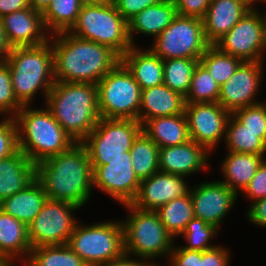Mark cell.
Segmentation results:
<instances>
[{"label":"cell","instance_id":"816d5d0a","mask_svg":"<svg viewBox=\"0 0 266 266\" xmlns=\"http://www.w3.org/2000/svg\"><path fill=\"white\" fill-rule=\"evenodd\" d=\"M53 0H28L29 6L43 13Z\"/></svg>","mask_w":266,"mask_h":266},{"label":"cell","instance_id":"681fc988","mask_svg":"<svg viewBox=\"0 0 266 266\" xmlns=\"http://www.w3.org/2000/svg\"><path fill=\"white\" fill-rule=\"evenodd\" d=\"M131 256L124 254L122 257L112 260L108 263H105L103 265L99 266H150L152 263H148L149 260H145L142 258L133 257L130 258Z\"/></svg>","mask_w":266,"mask_h":266},{"label":"cell","instance_id":"7c38bea8","mask_svg":"<svg viewBox=\"0 0 266 266\" xmlns=\"http://www.w3.org/2000/svg\"><path fill=\"white\" fill-rule=\"evenodd\" d=\"M249 10L214 46L245 62L264 61L266 51V13Z\"/></svg>","mask_w":266,"mask_h":266},{"label":"cell","instance_id":"f907efd6","mask_svg":"<svg viewBox=\"0 0 266 266\" xmlns=\"http://www.w3.org/2000/svg\"><path fill=\"white\" fill-rule=\"evenodd\" d=\"M10 52L11 46L7 42L5 32L2 26V20L0 18V62L6 61Z\"/></svg>","mask_w":266,"mask_h":266},{"label":"cell","instance_id":"484cf974","mask_svg":"<svg viewBox=\"0 0 266 266\" xmlns=\"http://www.w3.org/2000/svg\"><path fill=\"white\" fill-rule=\"evenodd\" d=\"M47 199L43 186L35 179L23 190L3 199L0 202V209L28 226L41 211Z\"/></svg>","mask_w":266,"mask_h":266},{"label":"cell","instance_id":"f35d334b","mask_svg":"<svg viewBox=\"0 0 266 266\" xmlns=\"http://www.w3.org/2000/svg\"><path fill=\"white\" fill-rule=\"evenodd\" d=\"M232 115L252 132L260 133V138L266 143V102L242 107L232 112Z\"/></svg>","mask_w":266,"mask_h":266},{"label":"cell","instance_id":"4316f807","mask_svg":"<svg viewBox=\"0 0 266 266\" xmlns=\"http://www.w3.org/2000/svg\"><path fill=\"white\" fill-rule=\"evenodd\" d=\"M142 131L159 148L181 145L191 140L185 113L149 119L142 125Z\"/></svg>","mask_w":266,"mask_h":266},{"label":"cell","instance_id":"83f0119b","mask_svg":"<svg viewBox=\"0 0 266 266\" xmlns=\"http://www.w3.org/2000/svg\"><path fill=\"white\" fill-rule=\"evenodd\" d=\"M31 249L28 226L0 209V255L12 262L23 257L24 264Z\"/></svg>","mask_w":266,"mask_h":266},{"label":"cell","instance_id":"cb8c5ba5","mask_svg":"<svg viewBox=\"0 0 266 266\" xmlns=\"http://www.w3.org/2000/svg\"><path fill=\"white\" fill-rule=\"evenodd\" d=\"M121 62L132 74L141 90L163 84V60L150 49L132 46Z\"/></svg>","mask_w":266,"mask_h":266},{"label":"cell","instance_id":"f1b7e54d","mask_svg":"<svg viewBox=\"0 0 266 266\" xmlns=\"http://www.w3.org/2000/svg\"><path fill=\"white\" fill-rule=\"evenodd\" d=\"M264 159L261 155L228 151L223 163L221 162L224 177L221 182L238 195V191H243L250 183Z\"/></svg>","mask_w":266,"mask_h":266},{"label":"cell","instance_id":"f5cc1de1","mask_svg":"<svg viewBox=\"0 0 266 266\" xmlns=\"http://www.w3.org/2000/svg\"><path fill=\"white\" fill-rule=\"evenodd\" d=\"M14 262L4 256H0V266H12Z\"/></svg>","mask_w":266,"mask_h":266},{"label":"cell","instance_id":"603a6c76","mask_svg":"<svg viewBox=\"0 0 266 266\" xmlns=\"http://www.w3.org/2000/svg\"><path fill=\"white\" fill-rule=\"evenodd\" d=\"M185 99L164 83L141 91L139 122L184 113Z\"/></svg>","mask_w":266,"mask_h":266},{"label":"cell","instance_id":"d590c367","mask_svg":"<svg viewBox=\"0 0 266 266\" xmlns=\"http://www.w3.org/2000/svg\"><path fill=\"white\" fill-rule=\"evenodd\" d=\"M199 62L209 71L212 78L222 86L232 77L243 61L231 54L223 53L214 45H210L199 59Z\"/></svg>","mask_w":266,"mask_h":266},{"label":"cell","instance_id":"74e56055","mask_svg":"<svg viewBox=\"0 0 266 266\" xmlns=\"http://www.w3.org/2000/svg\"><path fill=\"white\" fill-rule=\"evenodd\" d=\"M218 229L215 225L194 217L188 222L184 232L180 235L188 243L182 247L201 252L212 249L216 245L210 244L209 241L217 237Z\"/></svg>","mask_w":266,"mask_h":266},{"label":"cell","instance_id":"9a60e30c","mask_svg":"<svg viewBox=\"0 0 266 266\" xmlns=\"http://www.w3.org/2000/svg\"><path fill=\"white\" fill-rule=\"evenodd\" d=\"M93 188L105 192L120 204H131L141 181L136 176L131 158H116L106 165L92 166Z\"/></svg>","mask_w":266,"mask_h":266},{"label":"cell","instance_id":"836d02e7","mask_svg":"<svg viewBox=\"0 0 266 266\" xmlns=\"http://www.w3.org/2000/svg\"><path fill=\"white\" fill-rule=\"evenodd\" d=\"M25 266H87L67 244L32 248Z\"/></svg>","mask_w":266,"mask_h":266},{"label":"cell","instance_id":"4fadbf2b","mask_svg":"<svg viewBox=\"0 0 266 266\" xmlns=\"http://www.w3.org/2000/svg\"><path fill=\"white\" fill-rule=\"evenodd\" d=\"M78 209V206L69 202L47 199L28 225L31 247L67 244L77 224L72 212Z\"/></svg>","mask_w":266,"mask_h":266},{"label":"cell","instance_id":"44dd1931","mask_svg":"<svg viewBox=\"0 0 266 266\" xmlns=\"http://www.w3.org/2000/svg\"><path fill=\"white\" fill-rule=\"evenodd\" d=\"M252 8L248 0H211L202 18L208 43L214 45Z\"/></svg>","mask_w":266,"mask_h":266},{"label":"cell","instance_id":"6da1fadb","mask_svg":"<svg viewBox=\"0 0 266 266\" xmlns=\"http://www.w3.org/2000/svg\"><path fill=\"white\" fill-rule=\"evenodd\" d=\"M49 41L54 53L55 81L97 84L121 61L110 47L69 32L54 34Z\"/></svg>","mask_w":266,"mask_h":266},{"label":"cell","instance_id":"7bdbcfd3","mask_svg":"<svg viewBox=\"0 0 266 266\" xmlns=\"http://www.w3.org/2000/svg\"><path fill=\"white\" fill-rule=\"evenodd\" d=\"M117 11L128 22L143 9L159 4L162 0H112Z\"/></svg>","mask_w":266,"mask_h":266},{"label":"cell","instance_id":"2e32d148","mask_svg":"<svg viewBox=\"0 0 266 266\" xmlns=\"http://www.w3.org/2000/svg\"><path fill=\"white\" fill-rule=\"evenodd\" d=\"M262 62L243 61L232 77L220 86L218 103L224 109L232 113L236 109L261 103L255 101V97L263 81Z\"/></svg>","mask_w":266,"mask_h":266},{"label":"cell","instance_id":"7dc6e473","mask_svg":"<svg viewBox=\"0 0 266 266\" xmlns=\"http://www.w3.org/2000/svg\"><path fill=\"white\" fill-rule=\"evenodd\" d=\"M246 213L248 221L266 228V198L255 200Z\"/></svg>","mask_w":266,"mask_h":266},{"label":"cell","instance_id":"bcb514c9","mask_svg":"<svg viewBox=\"0 0 266 266\" xmlns=\"http://www.w3.org/2000/svg\"><path fill=\"white\" fill-rule=\"evenodd\" d=\"M230 254L224 246H216L201 252V266H230Z\"/></svg>","mask_w":266,"mask_h":266},{"label":"cell","instance_id":"11a10c76","mask_svg":"<svg viewBox=\"0 0 266 266\" xmlns=\"http://www.w3.org/2000/svg\"><path fill=\"white\" fill-rule=\"evenodd\" d=\"M251 4H253L254 6L256 5L257 1H264L266 3V0H248Z\"/></svg>","mask_w":266,"mask_h":266},{"label":"cell","instance_id":"8fae6325","mask_svg":"<svg viewBox=\"0 0 266 266\" xmlns=\"http://www.w3.org/2000/svg\"><path fill=\"white\" fill-rule=\"evenodd\" d=\"M209 46L201 18L177 15L149 49L162 60L200 59Z\"/></svg>","mask_w":266,"mask_h":266},{"label":"cell","instance_id":"7a4b0ae2","mask_svg":"<svg viewBox=\"0 0 266 266\" xmlns=\"http://www.w3.org/2000/svg\"><path fill=\"white\" fill-rule=\"evenodd\" d=\"M36 179L48 199L72 203L79 208L90 199L93 169L82 143L36 164Z\"/></svg>","mask_w":266,"mask_h":266},{"label":"cell","instance_id":"ee69618b","mask_svg":"<svg viewBox=\"0 0 266 266\" xmlns=\"http://www.w3.org/2000/svg\"><path fill=\"white\" fill-rule=\"evenodd\" d=\"M170 266H201V251L174 246L169 255Z\"/></svg>","mask_w":266,"mask_h":266},{"label":"cell","instance_id":"8d00e7d4","mask_svg":"<svg viewBox=\"0 0 266 266\" xmlns=\"http://www.w3.org/2000/svg\"><path fill=\"white\" fill-rule=\"evenodd\" d=\"M220 85L199 62L196 66L185 103L218 102Z\"/></svg>","mask_w":266,"mask_h":266},{"label":"cell","instance_id":"9f6ffc18","mask_svg":"<svg viewBox=\"0 0 266 266\" xmlns=\"http://www.w3.org/2000/svg\"><path fill=\"white\" fill-rule=\"evenodd\" d=\"M150 266H160V264L152 263Z\"/></svg>","mask_w":266,"mask_h":266},{"label":"cell","instance_id":"e0dca14e","mask_svg":"<svg viewBox=\"0 0 266 266\" xmlns=\"http://www.w3.org/2000/svg\"><path fill=\"white\" fill-rule=\"evenodd\" d=\"M190 196L195 218L219 228L239 195L220 180L194 186L190 189Z\"/></svg>","mask_w":266,"mask_h":266},{"label":"cell","instance_id":"277c9868","mask_svg":"<svg viewBox=\"0 0 266 266\" xmlns=\"http://www.w3.org/2000/svg\"><path fill=\"white\" fill-rule=\"evenodd\" d=\"M24 105L14 116L17 124L18 148L37 164L67 151L75 141L55 120L45 106L41 109Z\"/></svg>","mask_w":266,"mask_h":266},{"label":"cell","instance_id":"60d3db41","mask_svg":"<svg viewBox=\"0 0 266 266\" xmlns=\"http://www.w3.org/2000/svg\"><path fill=\"white\" fill-rule=\"evenodd\" d=\"M17 124L14 117L0 120V160L18 150Z\"/></svg>","mask_w":266,"mask_h":266},{"label":"cell","instance_id":"3957f363","mask_svg":"<svg viewBox=\"0 0 266 266\" xmlns=\"http://www.w3.org/2000/svg\"><path fill=\"white\" fill-rule=\"evenodd\" d=\"M45 101L75 143H81L100 120L96 84L55 81Z\"/></svg>","mask_w":266,"mask_h":266},{"label":"cell","instance_id":"5b68a950","mask_svg":"<svg viewBox=\"0 0 266 266\" xmlns=\"http://www.w3.org/2000/svg\"><path fill=\"white\" fill-rule=\"evenodd\" d=\"M6 62L10 66L15 96L23 106H31L38 90H42L47 98L55 83L54 53L50 41L38 46L13 47Z\"/></svg>","mask_w":266,"mask_h":266},{"label":"cell","instance_id":"7402d4cb","mask_svg":"<svg viewBox=\"0 0 266 266\" xmlns=\"http://www.w3.org/2000/svg\"><path fill=\"white\" fill-rule=\"evenodd\" d=\"M36 179V164L18 149L0 160V202L26 188Z\"/></svg>","mask_w":266,"mask_h":266},{"label":"cell","instance_id":"ffe728a7","mask_svg":"<svg viewBox=\"0 0 266 266\" xmlns=\"http://www.w3.org/2000/svg\"><path fill=\"white\" fill-rule=\"evenodd\" d=\"M210 152L202 145L190 140L181 145L159 149V171L188 175L208 169Z\"/></svg>","mask_w":266,"mask_h":266},{"label":"cell","instance_id":"c3c4849f","mask_svg":"<svg viewBox=\"0 0 266 266\" xmlns=\"http://www.w3.org/2000/svg\"><path fill=\"white\" fill-rule=\"evenodd\" d=\"M28 7V0H0V18Z\"/></svg>","mask_w":266,"mask_h":266},{"label":"cell","instance_id":"30bf717a","mask_svg":"<svg viewBox=\"0 0 266 266\" xmlns=\"http://www.w3.org/2000/svg\"><path fill=\"white\" fill-rule=\"evenodd\" d=\"M141 132L142 124L138 120L100 118L81 143L91 166L106 165L112 159L131 158L132 144Z\"/></svg>","mask_w":266,"mask_h":266},{"label":"cell","instance_id":"f6af8a7d","mask_svg":"<svg viewBox=\"0 0 266 266\" xmlns=\"http://www.w3.org/2000/svg\"><path fill=\"white\" fill-rule=\"evenodd\" d=\"M211 0H174L177 15L203 18Z\"/></svg>","mask_w":266,"mask_h":266},{"label":"cell","instance_id":"ab89813d","mask_svg":"<svg viewBox=\"0 0 266 266\" xmlns=\"http://www.w3.org/2000/svg\"><path fill=\"white\" fill-rule=\"evenodd\" d=\"M22 107L12 87L10 66L6 61L0 62V115L14 117Z\"/></svg>","mask_w":266,"mask_h":266},{"label":"cell","instance_id":"f546056e","mask_svg":"<svg viewBox=\"0 0 266 266\" xmlns=\"http://www.w3.org/2000/svg\"><path fill=\"white\" fill-rule=\"evenodd\" d=\"M223 140L227 151L261 155L266 159V143L260 138V133L247 129L232 114L228 119Z\"/></svg>","mask_w":266,"mask_h":266},{"label":"cell","instance_id":"d6986e66","mask_svg":"<svg viewBox=\"0 0 266 266\" xmlns=\"http://www.w3.org/2000/svg\"><path fill=\"white\" fill-rule=\"evenodd\" d=\"M8 44L13 47L38 46L49 41L42 13L28 7L1 17Z\"/></svg>","mask_w":266,"mask_h":266},{"label":"cell","instance_id":"b9f144b4","mask_svg":"<svg viewBox=\"0 0 266 266\" xmlns=\"http://www.w3.org/2000/svg\"><path fill=\"white\" fill-rule=\"evenodd\" d=\"M252 202L266 198V159L258 167L250 183L242 191Z\"/></svg>","mask_w":266,"mask_h":266},{"label":"cell","instance_id":"db71d44e","mask_svg":"<svg viewBox=\"0 0 266 266\" xmlns=\"http://www.w3.org/2000/svg\"><path fill=\"white\" fill-rule=\"evenodd\" d=\"M84 4H91V3H104L111 0H81Z\"/></svg>","mask_w":266,"mask_h":266},{"label":"cell","instance_id":"ac0fdd59","mask_svg":"<svg viewBox=\"0 0 266 266\" xmlns=\"http://www.w3.org/2000/svg\"><path fill=\"white\" fill-rule=\"evenodd\" d=\"M185 176L158 171L141 180L139 190L131 205L147 211H156L167 202L190 193Z\"/></svg>","mask_w":266,"mask_h":266},{"label":"cell","instance_id":"8992f818","mask_svg":"<svg viewBox=\"0 0 266 266\" xmlns=\"http://www.w3.org/2000/svg\"><path fill=\"white\" fill-rule=\"evenodd\" d=\"M69 33L110 47L122 57L133 45L128 22L117 11L114 2L83 4Z\"/></svg>","mask_w":266,"mask_h":266},{"label":"cell","instance_id":"d4e9b609","mask_svg":"<svg viewBox=\"0 0 266 266\" xmlns=\"http://www.w3.org/2000/svg\"><path fill=\"white\" fill-rule=\"evenodd\" d=\"M176 16L174 0H162L159 4L143 9L128 21V34L132 45L137 46L134 44V34L152 35L155 39Z\"/></svg>","mask_w":266,"mask_h":266},{"label":"cell","instance_id":"ba28073f","mask_svg":"<svg viewBox=\"0 0 266 266\" xmlns=\"http://www.w3.org/2000/svg\"><path fill=\"white\" fill-rule=\"evenodd\" d=\"M77 222L67 245L87 266H99L125 254L123 225L106 221L92 225Z\"/></svg>","mask_w":266,"mask_h":266},{"label":"cell","instance_id":"1f68e13d","mask_svg":"<svg viewBox=\"0 0 266 266\" xmlns=\"http://www.w3.org/2000/svg\"><path fill=\"white\" fill-rule=\"evenodd\" d=\"M83 4L81 0H53L42 13L48 33L68 32L75 24Z\"/></svg>","mask_w":266,"mask_h":266},{"label":"cell","instance_id":"d6a6232c","mask_svg":"<svg viewBox=\"0 0 266 266\" xmlns=\"http://www.w3.org/2000/svg\"><path fill=\"white\" fill-rule=\"evenodd\" d=\"M159 149L143 131L134 140L130 155L133 170L140 181L159 171Z\"/></svg>","mask_w":266,"mask_h":266},{"label":"cell","instance_id":"4dcf8cb0","mask_svg":"<svg viewBox=\"0 0 266 266\" xmlns=\"http://www.w3.org/2000/svg\"><path fill=\"white\" fill-rule=\"evenodd\" d=\"M155 212L173 238L180 236L195 217L190 193L167 202Z\"/></svg>","mask_w":266,"mask_h":266},{"label":"cell","instance_id":"5bb4252c","mask_svg":"<svg viewBox=\"0 0 266 266\" xmlns=\"http://www.w3.org/2000/svg\"><path fill=\"white\" fill-rule=\"evenodd\" d=\"M184 113L190 139L213 152L225 137L226 125L232 113L218 102L185 103Z\"/></svg>","mask_w":266,"mask_h":266},{"label":"cell","instance_id":"e575fe53","mask_svg":"<svg viewBox=\"0 0 266 266\" xmlns=\"http://www.w3.org/2000/svg\"><path fill=\"white\" fill-rule=\"evenodd\" d=\"M199 59L174 58L163 60V83L171 90L186 96Z\"/></svg>","mask_w":266,"mask_h":266},{"label":"cell","instance_id":"9c48e42d","mask_svg":"<svg viewBox=\"0 0 266 266\" xmlns=\"http://www.w3.org/2000/svg\"><path fill=\"white\" fill-rule=\"evenodd\" d=\"M96 86L100 118L139 121L142 90L121 61Z\"/></svg>","mask_w":266,"mask_h":266},{"label":"cell","instance_id":"52a82bcc","mask_svg":"<svg viewBox=\"0 0 266 266\" xmlns=\"http://www.w3.org/2000/svg\"><path fill=\"white\" fill-rule=\"evenodd\" d=\"M124 207L130 215L122 221L125 254L145 260L161 256L167 258L174 247L175 239L166 230L155 211L140 210L131 204ZM165 254V255H164Z\"/></svg>","mask_w":266,"mask_h":266}]
</instances>
